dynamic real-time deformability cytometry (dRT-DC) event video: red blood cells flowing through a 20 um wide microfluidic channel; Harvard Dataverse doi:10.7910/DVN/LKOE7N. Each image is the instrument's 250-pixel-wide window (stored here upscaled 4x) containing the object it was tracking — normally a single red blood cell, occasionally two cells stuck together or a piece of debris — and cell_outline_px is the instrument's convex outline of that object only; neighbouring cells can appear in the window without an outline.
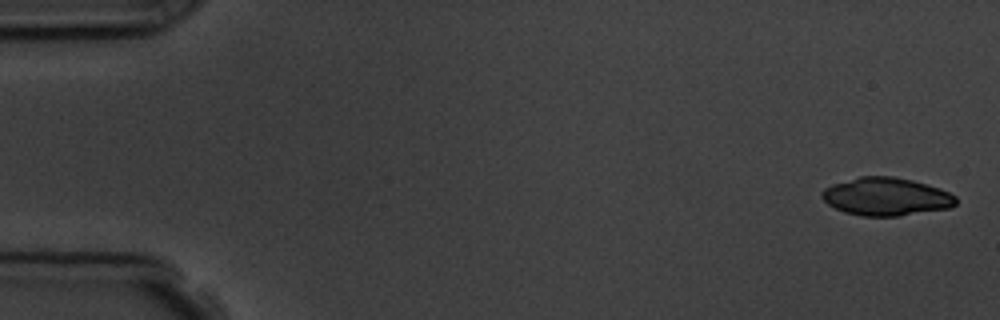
{"species": "common noctule bat (a hibernating species)", "species_latin": "Nyctalus noctula", "temperature_condition": "room temperature", "stored_images_in_passage": 4, "camera_frame_rate_fps": 3000, "um_per_image_px": 0.085, "animal": {"sex": "male", "body_mass_g": 19.5, "forearm_length_mm": 54.6}, "frame": {"image": 1, "passage_image": 1, "time_ms": 0.0, "image_size_px": [1000, 320], "cell_outline_px": [[956, 204], [952, 208], [900, 216], [860, 216], [844, 212], [828, 204], [820, 196], [820, 192], [824, 188], [832, 184], [860, 176], [892, 176], [912, 180], [940, 188], [956, 196]], "centroid_in_image_um": [75.32, 16.72], "position_along_channel_um": 9.7, "area_um2": 29.88}}